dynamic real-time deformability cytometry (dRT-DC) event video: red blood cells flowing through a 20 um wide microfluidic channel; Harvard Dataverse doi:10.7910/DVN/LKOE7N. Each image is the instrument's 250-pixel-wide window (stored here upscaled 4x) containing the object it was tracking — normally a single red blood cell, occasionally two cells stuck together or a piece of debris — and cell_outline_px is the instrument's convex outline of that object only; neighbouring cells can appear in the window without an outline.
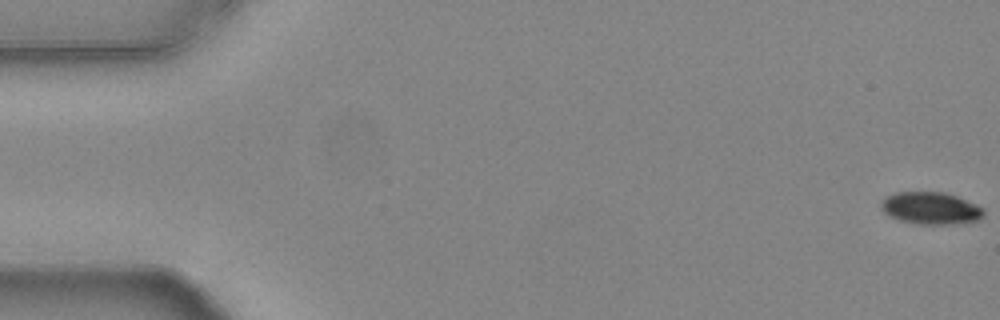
{"species": "common noctule bat (a hibernating species)", "species_latin": "Nyctalus noctula", "temperature_condition": "warm", "stored_images_in_passage": 55, "camera_frame_rate_fps": 3000, "um_per_image_px": 0.085, "animal": {"sex": "female", "body_mass_g": 24.6, "forearm_length_mm": 56.2}, "frame": {"image": 1, "passage_image": 1, "time_ms": 0.0, "image_size_px": [1000, 320], "cell_outline_px": [[984, 216], [980, 220], [956, 224], [916, 224], [900, 220], [888, 216], [880, 208], [880, 204], [888, 196], [896, 192], [944, 192], [956, 196], [976, 204], [984, 208]], "centroid_in_image_um": [79.14, 17.71], "position_along_channel_um": 5.9, "area_um2": 19.36}}
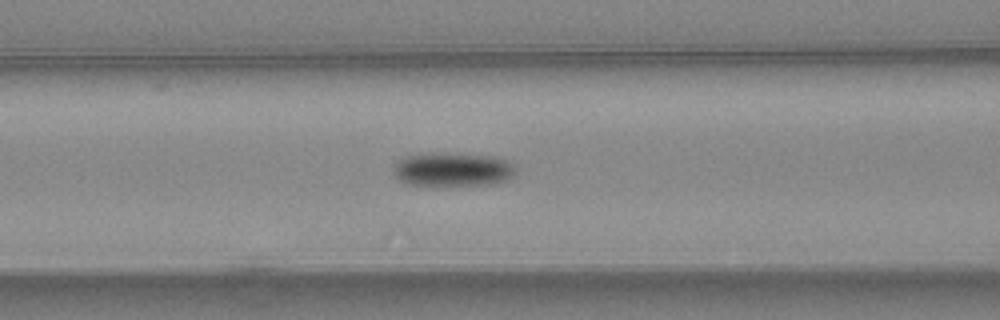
{"frame": {"image": 2, "passage_image": 23, "time_ms": 7.333, "image_size_px": [1000, 320], "cell_outline_px": [[516, 172], [508, 180], [492, 184], [448, 188], [404, 184], [392, 172], [392, 164], [404, 156], [492, 156], [508, 160], [516, 164]], "centroid_in_image_um": [38.49, 14.51], "position_along_channel_um": 128.1, "area_um2": 24.22}}
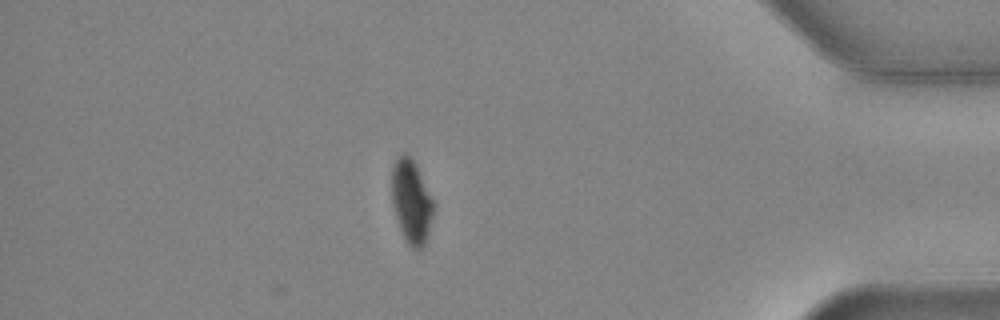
{"frame": {"image": 3, "passage_image": 48, "time_ms": 15.667, "image_size_px": [1000, 320], "cell_outline_px": [[436, 204], [428, 232], [424, 244], [420, 248], [412, 248], [408, 244], [400, 232], [392, 200], [392, 168], [396, 160], [404, 152], [416, 164]], "centroid_in_image_um": [34.98, 17.13], "position_along_channel_um": 400.2, "area_um2": 20.23}, "authors_computed_cell_mechanics": {"area_um2": 22.1952, "velocity_mm_per_s": 3.7589, "shape_relaxation_time_tau1_ms": 3.6302, "shape_relaxation_time_tau2_ms": null, "deformation_change_tau1": 0.1281, "deformation_change_tau2": null}}